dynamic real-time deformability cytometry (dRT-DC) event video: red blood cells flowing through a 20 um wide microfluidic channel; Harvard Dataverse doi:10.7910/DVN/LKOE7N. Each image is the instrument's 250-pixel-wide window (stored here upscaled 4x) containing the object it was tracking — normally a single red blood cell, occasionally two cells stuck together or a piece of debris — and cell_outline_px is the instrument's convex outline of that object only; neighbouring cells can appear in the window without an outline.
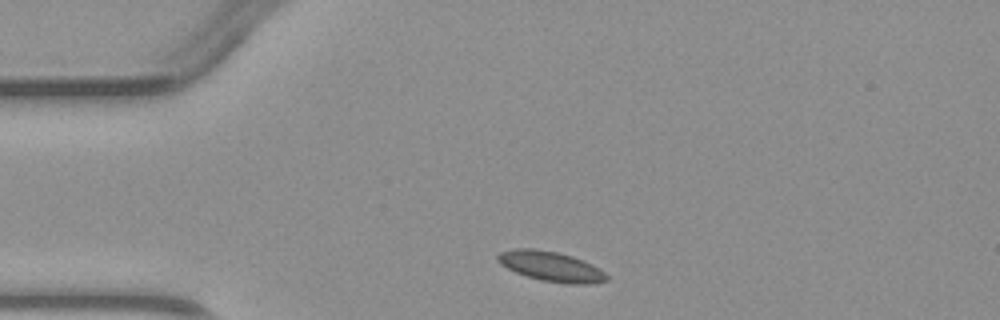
{"species": "common noctule bat (a hibernating species)", "species_latin": "Nyctalus noctula", "temperature_condition": "warm", "stored_images_in_passage": 3, "camera_frame_rate_fps": 3000, "um_per_image_px": 0.085, "animal": {"sex": "male", "body_mass_g": 23.1, "forearm_length_mm": 52.7}, "frame": {"image": 1, "passage_image": 1, "time_ms": 0.0, "image_size_px": [1000, 320], "cell_outline_px": [[608, 280], [588, 284], [568, 284], [540, 280], [516, 272], [500, 264], [496, 260], [496, 256], [500, 252], [516, 248], [536, 248], [556, 252], [572, 256], [584, 260], [600, 268], [608, 276]], "centroid_in_image_um": [46.84, 22.64], "position_along_channel_um": 38.2, "area_um2": 19.07}}
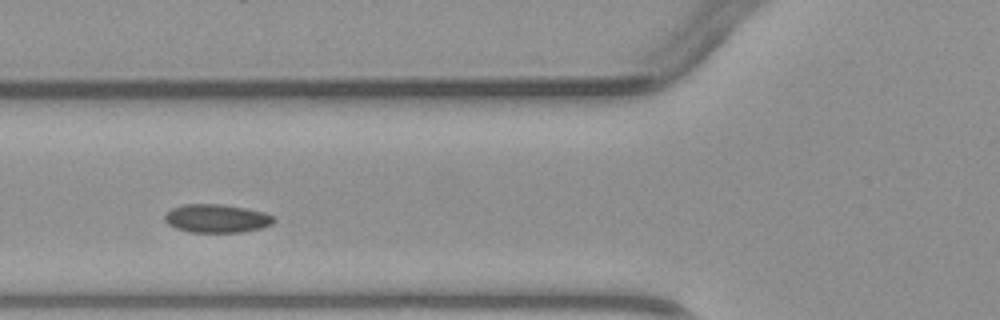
{"frame": {"image": 2, "passage_image": 3, "time_ms": 2.333, "image_size_px": [1000, 320], "cell_outline_px": [[276, 220], [272, 224], [260, 228], [240, 232], [188, 232], [176, 228], [168, 224], [164, 220], [164, 216], [172, 208], [184, 204], [220, 204], [244, 208], [264, 212], [272, 216]], "centroid_in_image_um": [18.4, 18.57], "position_along_channel_um": 107.4, "area_um2": 17.92}}